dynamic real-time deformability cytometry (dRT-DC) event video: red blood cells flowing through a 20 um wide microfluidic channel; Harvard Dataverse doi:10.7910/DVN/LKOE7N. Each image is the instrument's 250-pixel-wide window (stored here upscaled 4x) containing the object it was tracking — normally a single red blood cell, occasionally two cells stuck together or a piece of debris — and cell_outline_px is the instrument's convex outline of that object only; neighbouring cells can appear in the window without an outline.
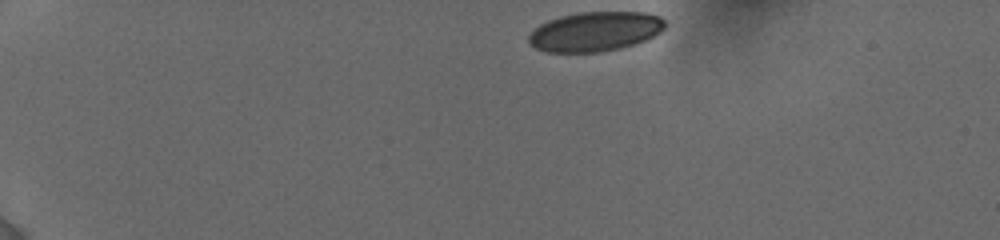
{"species": "human", "species_latin": "Homo sapiens", "temperature_condition": "cold", "stored_images_in_passage": 10, "camera_frame_rate_fps": 3000, "um_per_image_px": 0.085, "donor": {"sex": "female"}, "frame": {"image": 1, "passage_image": 1, "time_ms": 0.0, "image_size_px": [1000, 240], "cell_outline_px": [[664, 28], [660, 32], [636, 44], [620, 48], [600, 52], [548, 52], [536, 48], [528, 40], [528, 36], [540, 24], [548, 20], [560, 16], [580, 12], [644, 12], [660, 16], [664, 20]], "centroid_in_image_um": [50.59, 2.67], "position_along_channel_um": 34.4, "area_um2": 31.27}}
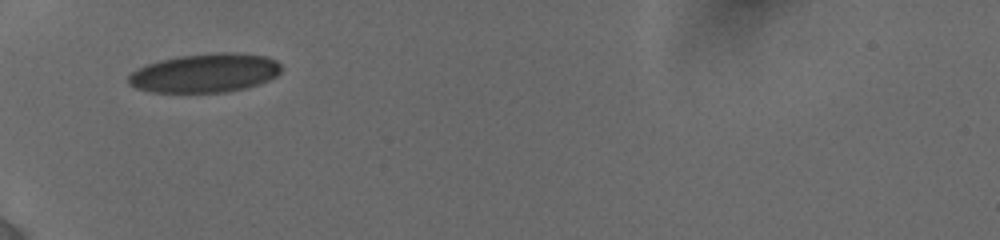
{"frame": {"image": 2, "passage_image": 6, "time_ms": 3.0, "image_size_px": [1000, 240], "cell_outline_px": [[280, 72], [276, 76], [268, 80], [244, 88], [224, 92], [152, 92], [136, 88], [128, 84], [128, 76], [136, 68], [160, 60], [180, 56], [212, 52], [236, 52], [268, 56], [276, 60], [280, 64]], "centroid_in_image_um": [17.42, 6.19], "position_along_channel_um": 67.6, "area_um2": 34.68}}
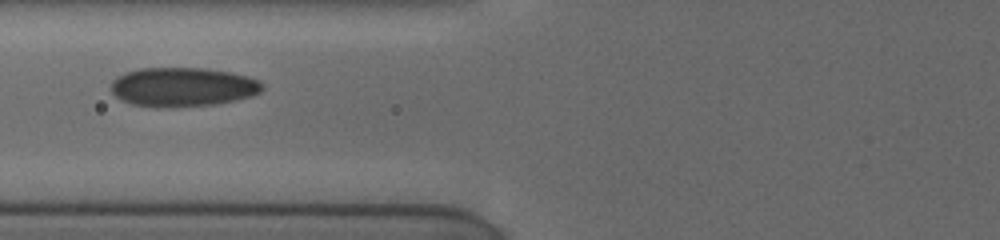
{"frame": {"image": 3, "passage_image": 9, "time_ms": 4.333, "image_size_px": [1000, 240], "cell_outline_px": [[264, 88], [260, 92], [252, 96], [236, 100], [216, 104], [132, 104], [120, 100], [112, 92], [112, 80], [116, 76], [124, 72], [140, 68], [204, 68], [232, 72], [248, 76], [260, 80], [264, 84]], "centroid_in_image_um": [15.59, 7.33], "position_along_channel_um": 110.2, "area_um2": 33.7}}